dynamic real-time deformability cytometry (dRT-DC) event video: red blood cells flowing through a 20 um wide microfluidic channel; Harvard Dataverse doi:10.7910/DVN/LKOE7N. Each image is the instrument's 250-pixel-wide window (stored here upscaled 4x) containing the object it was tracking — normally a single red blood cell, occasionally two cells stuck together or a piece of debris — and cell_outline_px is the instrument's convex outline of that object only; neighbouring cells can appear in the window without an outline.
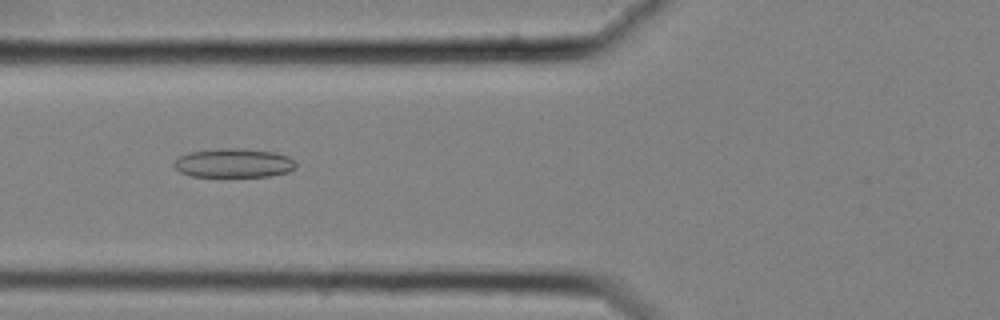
{"species": "common noctule bat (a hibernating species)", "species_latin": "Nyctalus noctula", "temperature_condition": "cold", "stored_images_in_passage": 59, "camera_frame_rate_fps": 3000, "um_per_image_px": 0.085, "animal": {"sex": "female", "body_mass_g": 25.1}, "frame": {"image": 1, "passage_image": 24, "time_ms": 7.667, "image_size_px": [1000, 320], "cell_outline_px": [[296, 168], [288, 172], [268, 176], [192, 176], [180, 172], [172, 164], [180, 156], [188, 152], [220, 148], [244, 148], [276, 152], [288, 156], [296, 164]], "centroid_in_image_um": [19.87, 13.84], "position_along_channel_um": 105.9, "area_um2": 20.63}}
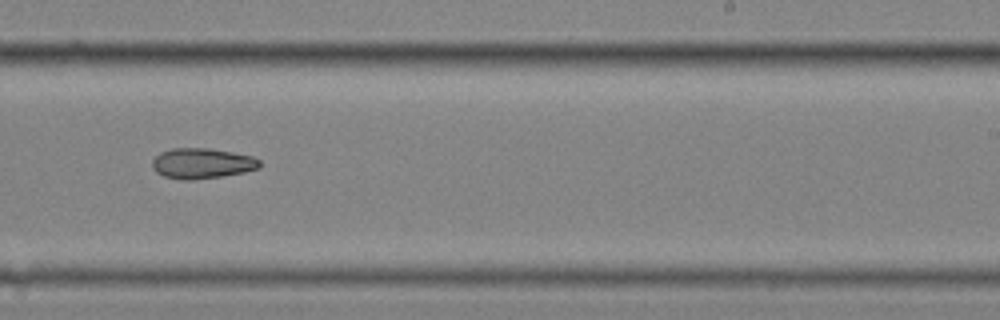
{"frame": {"image": 2, "passage_image": 38, "time_ms": 12.333, "image_size_px": [1000, 320], "cell_outline_px": [[260, 168], [244, 172], [220, 176], [192, 180], [180, 180], [164, 176], [156, 172], [152, 168], [152, 160], [160, 152], [172, 148], [208, 148], [232, 152], [252, 156], [260, 160]], "centroid_in_image_um": [17.15, 13.88], "position_along_channel_um": 271.9, "area_um2": 19.07}}
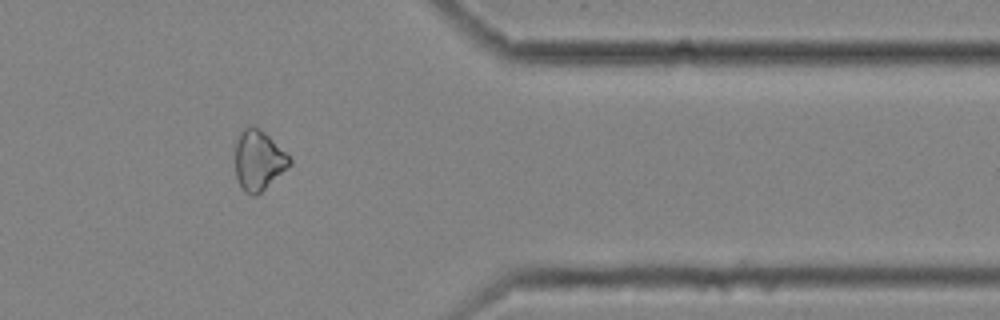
{"frame": {"image": 3, "passage_image": 49, "time_ms": 16.0, "image_size_px": [1000, 320], "cell_outline_px": [[292, 164], [256, 196], [252, 196], [244, 192], [236, 176], [236, 140], [240, 132], [244, 128], [252, 124], [264, 132], [292, 160]], "centroid_in_image_um": [21.96, 13.63], "position_along_channel_um": 389.4, "area_um2": 18.73}}